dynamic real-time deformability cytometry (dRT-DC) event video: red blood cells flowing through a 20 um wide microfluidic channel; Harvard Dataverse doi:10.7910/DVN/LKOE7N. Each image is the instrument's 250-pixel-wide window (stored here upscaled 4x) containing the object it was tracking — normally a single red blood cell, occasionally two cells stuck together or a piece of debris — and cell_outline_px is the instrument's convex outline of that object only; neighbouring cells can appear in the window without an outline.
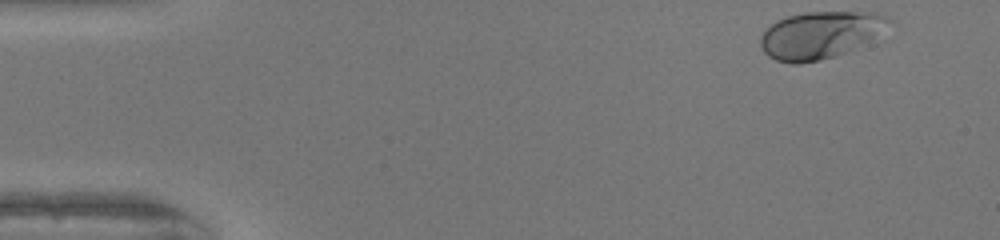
{"species": "human", "species_latin": "Homo sapiens", "temperature_condition": "warm", "stored_images_in_passage": 39, "camera_frame_rate_fps": 3000, "um_per_image_px": 0.085, "donor": {"sex": "female"}, "frame": {"image": 1, "passage_image": 1, "time_ms": 0.0, "image_size_px": [1000, 240], "cell_outline_px": [[892, 20], [872, 36], [844, 52], [836, 56], [820, 60], [796, 64], [792, 64], [776, 60], [768, 56], [764, 52], [760, 44], [760, 36], [764, 28], [776, 20], [788, 16], [804, 12], [876, 12], [888, 16]], "centroid_in_image_um": [69.58, 2.96], "position_along_channel_um": 15.4, "area_um2": 34.68}}
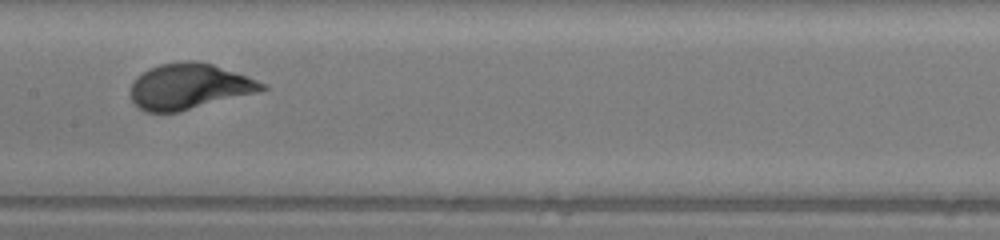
{"frame": {"image": 2, "passage_image": 23, "time_ms": 7.333, "image_size_px": [1000, 240], "cell_outline_px": [[268, 88], [260, 92], [180, 112], [148, 112], [140, 108], [128, 96], [128, 92], [136, 76], [160, 64], [184, 60], [196, 60], [212, 64], [268, 84]], "centroid_in_image_um": [16.08, 7.35], "position_along_channel_um": 191.3, "area_um2": 35.2}}
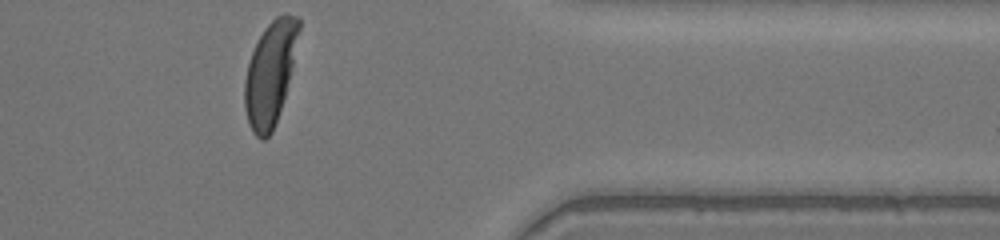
{"frame": {"image": 3, "passage_image": 39, "time_ms": 12.667, "image_size_px": [1000, 240], "cell_outline_px": [[300, 28], [292, 64], [284, 96], [272, 132], [264, 140], [260, 140], [252, 132], [248, 124], [244, 108], [244, 80], [248, 64], [252, 52], [264, 28], [276, 16], [284, 12], [300, 16]], "centroid_in_image_um": [22.94, 6.21], "position_along_channel_um": 388.5, "area_um2": 32.43}, "authors_computed_cell_mechanics": {"area_um2": 33.8708, "velocity_mm_per_s": 4.0279, "shape_relaxation_time_tau1_ms": 2.5121, "shape_relaxation_time_tau2_ms": null, "deformation_change_tau1": 0.156, "deformation_change_tau2": null}}